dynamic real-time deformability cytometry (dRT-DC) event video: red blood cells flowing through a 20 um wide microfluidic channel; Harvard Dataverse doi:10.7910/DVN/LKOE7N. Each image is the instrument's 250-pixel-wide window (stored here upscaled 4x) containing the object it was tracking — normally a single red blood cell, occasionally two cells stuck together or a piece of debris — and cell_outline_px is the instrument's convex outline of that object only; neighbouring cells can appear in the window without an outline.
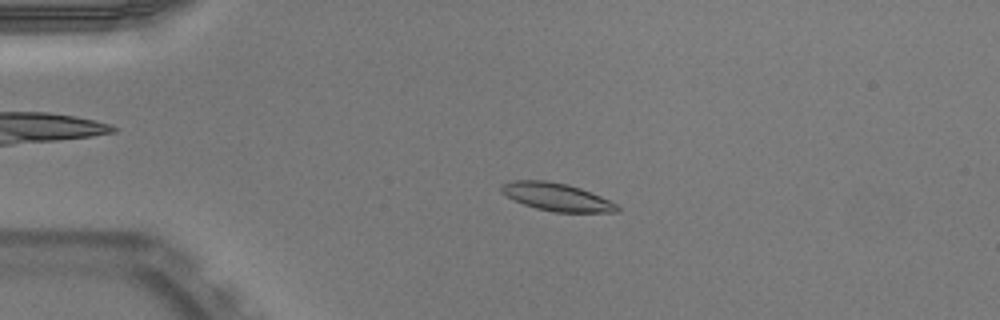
{"species": "Egyptian fruit bat (a non-hibernating species)", "species_latin": "Rousettus aegyptiacus", "temperature_condition": "warm", "stored_images_in_passage": 20, "camera_frame_rate_fps": 3000, "um_per_image_px": 0.085, "animal": {"sex": "male"}, "frame": {"image": 1, "passage_image": 12, "time_ms": 3.667, "image_size_px": [1000, 320], "cell_outline_px": [[620, 208], [616, 212], [556, 212], [536, 208], [524, 204], [500, 192], [500, 184], [512, 180], [544, 180], [568, 184], [580, 188], [600, 196], [616, 204]], "centroid_in_image_um": [47.28, 16.73], "position_along_channel_um": 37.7, "area_um2": 18.61}}